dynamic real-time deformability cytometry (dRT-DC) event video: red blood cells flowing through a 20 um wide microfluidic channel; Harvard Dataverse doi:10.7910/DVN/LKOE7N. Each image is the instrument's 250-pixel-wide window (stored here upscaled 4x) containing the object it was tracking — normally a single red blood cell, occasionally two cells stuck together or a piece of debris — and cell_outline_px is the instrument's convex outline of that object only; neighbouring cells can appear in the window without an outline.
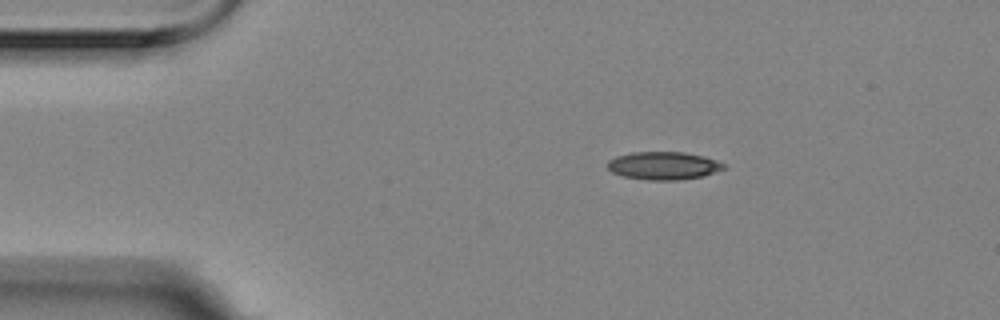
{"species": "Egyptian fruit bat (a non-hibernating species)", "species_latin": "Rousettus aegyptiacus", "temperature_condition": "room temperature", "stored_images_in_passage": 8, "camera_frame_rate_fps": 3000, "um_per_image_px": 0.085, "animal": {"sex": "female"}, "frame": {"image": 1, "passage_image": 1, "time_ms": 0.0, "image_size_px": [1000, 320], "cell_outline_px": [[728, 168], [704, 176], [676, 180], [648, 180], [624, 176], [612, 172], [608, 168], [608, 160], [616, 156], [632, 152], [684, 152], [704, 156], [716, 160], [724, 164]], "centroid_in_image_um": [56.43, 14.08], "position_along_channel_um": 28.6, "area_um2": 18.96}}
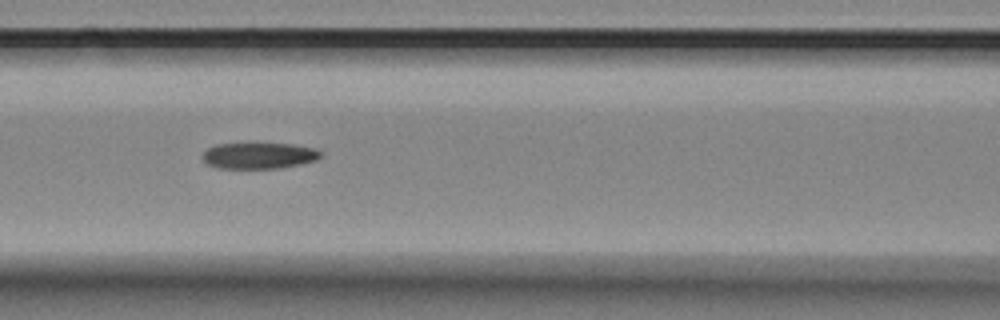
{"frame": {"image": 2, "passage_image": 5, "time_ms": 1.333, "image_size_px": [1000, 320], "cell_outline_px": [[324, 156], [316, 160], [300, 164], [280, 168], [216, 168], [208, 164], [200, 156], [208, 148], [216, 144], [292, 144], [316, 148]], "centroid_in_image_um": [22.02, 13.23], "position_along_channel_um": 144.6, "area_um2": 17.98}}
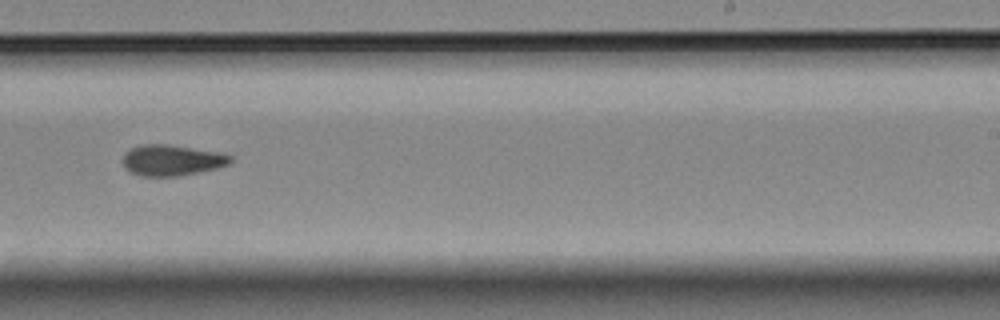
{"frame": {"image": 3, "passage_image": 8, "time_ms": 2.333, "image_size_px": [1000, 320], "cell_outline_px": [[232, 160], [228, 164], [216, 168], [200, 172], [180, 176], [144, 176], [128, 172], [124, 168], [124, 156], [132, 148], [140, 144], [168, 144], [224, 152], [232, 156]], "centroid_in_image_um": [14.65, 13.61], "position_along_channel_um": 274.4, "area_um2": 19.54}}